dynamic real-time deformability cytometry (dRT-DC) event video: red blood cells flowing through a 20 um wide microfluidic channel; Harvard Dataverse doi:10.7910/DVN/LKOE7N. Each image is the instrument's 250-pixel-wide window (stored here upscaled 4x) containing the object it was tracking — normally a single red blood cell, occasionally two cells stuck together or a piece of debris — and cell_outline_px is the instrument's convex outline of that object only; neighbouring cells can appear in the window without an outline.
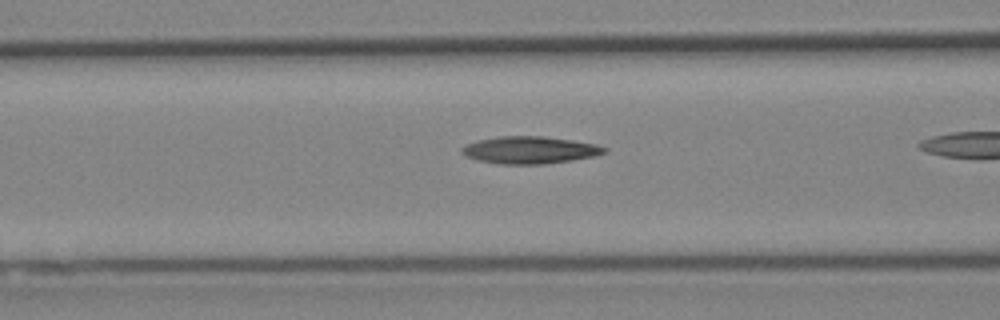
{"species": "Egyptian fruit bat (a non-hibernating species)", "species_latin": "Rousettus aegyptiacus", "temperature_condition": "cold", "stored_images_in_passage": 38, "camera_frame_rate_fps": 3000, "um_per_image_px": 0.085, "animal": {"sex": "female"}, "frame": {"image": 1, "passage_image": 18, "time_ms": 5.667, "image_size_px": [1000, 320], "cell_outline_px": [[608, 152], [596, 156], [572, 160], [544, 164], [500, 164], [480, 160], [468, 156], [460, 152], [460, 148], [464, 144], [476, 140], [500, 136], [544, 136], [572, 140], [596, 144], [608, 148]], "centroid_in_image_um": [45.05, 12.74], "position_along_channel_um": 121.5, "area_um2": 22.77}}
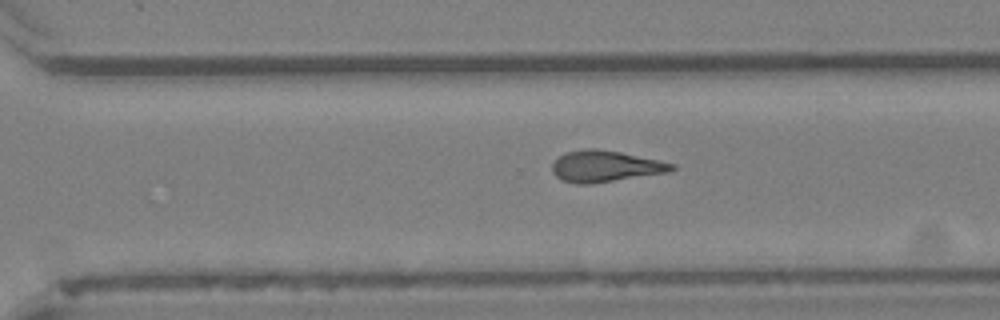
{"frame": {"image": 2, "passage_image": 33, "time_ms": 10.667, "image_size_px": [1000, 320], "cell_outline_px": [[676, 168], [672, 172], [592, 184], [576, 184], [560, 180], [552, 172], [552, 164], [564, 152], [584, 148], [596, 148], [620, 152], [676, 164]], "centroid_in_image_um": [51.45, 14.14], "position_along_channel_um": 319.1, "area_um2": 22.14}}
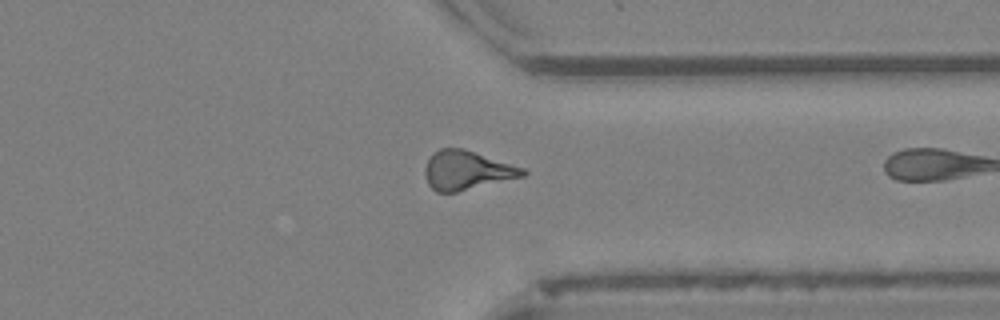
{"frame": {"image": 3, "passage_image": 37, "time_ms": 12.0, "image_size_px": [1000, 320], "cell_outline_px": [[528, 172], [524, 176], [456, 192], [436, 192], [428, 184], [424, 172], [424, 168], [432, 152], [440, 148], [464, 148], [524, 168]], "centroid_in_image_um": [39.66, 14.46], "position_along_channel_um": 371.7, "area_um2": 22.2}}